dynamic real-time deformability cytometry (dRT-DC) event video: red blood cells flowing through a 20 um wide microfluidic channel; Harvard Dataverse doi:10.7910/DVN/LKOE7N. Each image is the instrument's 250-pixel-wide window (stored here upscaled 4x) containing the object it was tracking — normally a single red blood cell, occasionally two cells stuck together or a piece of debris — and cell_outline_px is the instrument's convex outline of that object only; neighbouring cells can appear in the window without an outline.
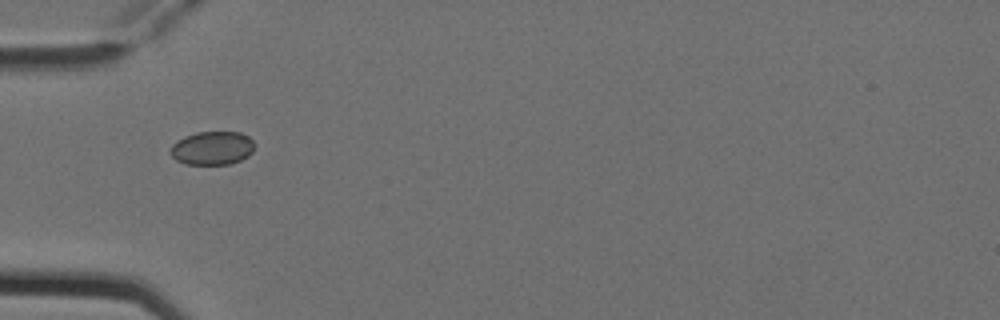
{"species": "Egyptian fruit bat (a non-hibernating species)", "species_latin": "Rousettus aegyptiacus", "temperature_condition": "cold", "stored_images_in_passage": 7, "camera_frame_rate_fps": 3000, "um_per_image_px": 0.085, "animal": {"sex": "female"}, "frame": {"image": 1, "passage_image": 4, "time_ms": 1.0, "image_size_px": [1000, 320], "cell_outline_px": [[252, 152], [248, 156], [240, 160], [228, 164], [184, 164], [176, 160], [168, 152], [172, 144], [176, 140], [184, 136], [196, 132], [240, 132], [248, 136], [252, 140]], "centroid_in_image_um": [17.98, 12.58], "position_along_channel_um": 67.0, "area_um2": 16.47}}
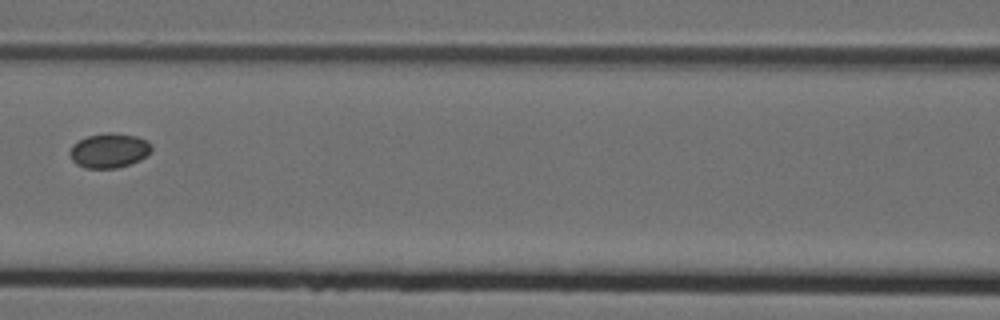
{"frame": {"image": 2, "passage_image": 6, "time_ms": 1.667, "image_size_px": [1000, 320], "cell_outline_px": [[152, 152], [140, 160], [116, 168], [84, 168], [76, 164], [72, 160], [68, 152], [72, 144], [88, 136], [108, 132], [112, 132], [136, 136], [152, 144]], "centroid_in_image_um": [9.27, 12.8], "position_along_channel_um": 157.3, "area_um2": 16.53}}
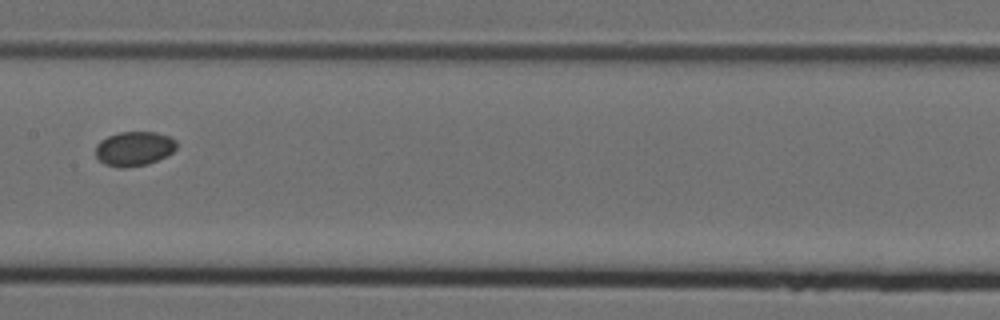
{"frame": {"image": 3, "passage_image": 7, "time_ms": 2.0, "image_size_px": [1000, 320], "cell_outline_px": [[176, 148], [172, 152], [148, 164], [128, 168], [120, 168], [104, 164], [96, 156], [96, 144], [100, 140], [108, 136], [120, 132], [156, 132], [168, 136], [176, 140]], "centroid_in_image_um": [11.38, 12.64], "position_along_channel_um": 196.0, "area_um2": 16.24}}